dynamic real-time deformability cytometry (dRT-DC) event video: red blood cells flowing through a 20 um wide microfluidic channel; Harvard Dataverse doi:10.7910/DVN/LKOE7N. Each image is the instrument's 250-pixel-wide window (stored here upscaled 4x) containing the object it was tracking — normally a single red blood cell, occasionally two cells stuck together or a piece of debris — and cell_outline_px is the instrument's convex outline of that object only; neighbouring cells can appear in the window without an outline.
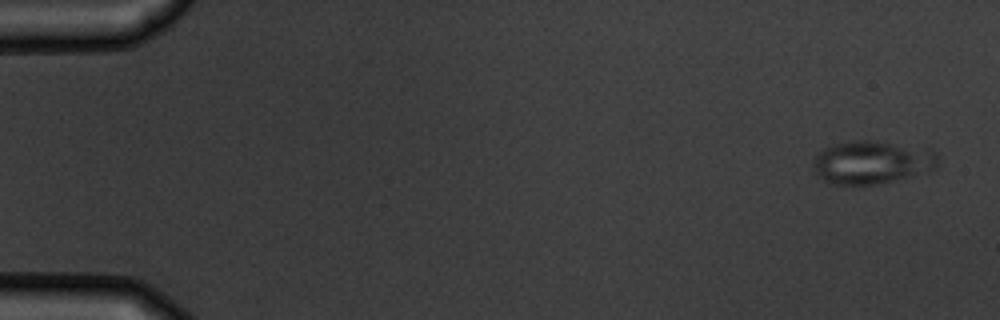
{"species": "common noctule bat (a hibernating species)", "species_latin": "Nyctalus noctula", "temperature_condition": "warm", "stored_images_in_passage": 5, "camera_frame_rate_fps": 3000, "um_per_image_px": 0.085, "animal": {"sex": "male", "body_mass_g": 19.5, "forearm_length_mm": 54.6}, "frame": {"image": 1, "passage_image": 1, "time_ms": 0.0, "image_size_px": [1000, 320], "cell_outline_px": [[940, 156], [936, 168], [912, 176], [876, 184], [836, 184], [824, 180], [816, 172], [812, 160], [824, 148], [832, 144], [852, 140], [876, 140], [928, 148], [936, 152]], "centroid_in_image_um": [74.16, 13.76], "position_along_channel_um": 10.8, "area_um2": 31.44}}